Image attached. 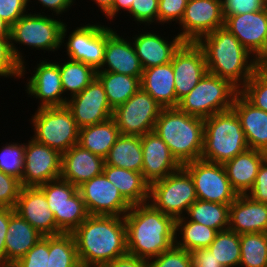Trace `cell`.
Returning a JSON list of instances; mask_svg holds the SVG:
<instances>
[{
  "label": "cell",
  "instance_id": "cell-58",
  "mask_svg": "<svg viewBox=\"0 0 267 267\" xmlns=\"http://www.w3.org/2000/svg\"><path fill=\"white\" fill-rule=\"evenodd\" d=\"M0 38H11V26L0 17Z\"/></svg>",
  "mask_w": 267,
  "mask_h": 267
},
{
  "label": "cell",
  "instance_id": "cell-17",
  "mask_svg": "<svg viewBox=\"0 0 267 267\" xmlns=\"http://www.w3.org/2000/svg\"><path fill=\"white\" fill-rule=\"evenodd\" d=\"M78 190L89 215L124 217L132 207L103 173L84 182Z\"/></svg>",
  "mask_w": 267,
  "mask_h": 267
},
{
  "label": "cell",
  "instance_id": "cell-27",
  "mask_svg": "<svg viewBox=\"0 0 267 267\" xmlns=\"http://www.w3.org/2000/svg\"><path fill=\"white\" fill-rule=\"evenodd\" d=\"M232 109L240 119L249 149L267 153V112L256 108L240 92Z\"/></svg>",
  "mask_w": 267,
  "mask_h": 267
},
{
  "label": "cell",
  "instance_id": "cell-45",
  "mask_svg": "<svg viewBox=\"0 0 267 267\" xmlns=\"http://www.w3.org/2000/svg\"><path fill=\"white\" fill-rule=\"evenodd\" d=\"M147 267H192L191 254L176 245L147 262Z\"/></svg>",
  "mask_w": 267,
  "mask_h": 267
},
{
  "label": "cell",
  "instance_id": "cell-37",
  "mask_svg": "<svg viewBox=\"0 0 267 267\" xmlns=\"http://www.w3.org/2000/svg\"><path fill=\"white\" fill-rule=\"evenodd\" d=\"M63 91L69 99L82 92L96 77V70L80 61L67 58L58 62Z\"/></svg>",
  "mask_w": 267,
  "mask_h": 267
},
{
  "label": "cell",
  "instance_id": "cell-21",
  "mask_svg": "<svg viewBox=\"0 0 267 267\" xmlns=\"http://www.w3.org/2000/svg\"><path fill=\"white\" fill-rule=\"evenodd\" d=\"M116 28L106 26V46L102 66L97 71L120 73L141 77L143 68L129 36L117 33Z\"/></svg>",
  "mask_w": 267,
  "mask_h": 267
},
{
  "label": "cell",
  "instance_id": "cell-39",
  "mask_svg": "<svg viewBox=\"0 0 267 267\" xmlns=\"http://www.w3.org/2000/svg\"><path fill=\"white\" fill-rule=\"evenodd\" d=\"M239 267H267V233L240 234Z\"/></svg>",
  "mask_w": 267,
  "mask_h": 267
},
{
  "label": "cell",
  "instance_id": "cell-49",
  "mask_svg": "<svg viewBox=\"0 0 267 267\" xmlns=\"http://www.w3.org/2000/svg\"><path fill=\"white\" fill-rule=\"evenodd\" d=\"M224 19L228 16L258 12L267 8V0H222Z\"/></svg>",
  "mask_w": 267,
  "mask_h": 267
},
{
  "label": "cell",
  "instance_id": "cell-42",
  "mask_svg": "<svg viewBox=\"0 0 267 267\" xmlns=\"http://www.w3.org/2000/svg\"><path fill=\"white\" fill-rule=\"evenodd\" d=\"M6 142L0 147V170L21 180L24 169L25 143Z\"/></svg>",
  "mask_w": 267,
  "mask_h": 267
},
{
  "label": "cell",
  "instance_id": "cell-28",
  "mask_svg": "<svg viewBox=\"0 0 267 267\" xmlns=\"http://www.w3.org/2000/svg\"><path fill=\"white\" fill-rule=\"evenodd\" d=\"M266 158L267 153L248 149L223 164L238 195H246L253 188L259 167Z\"/></svg>",
  "mask_w": 267,
  "mask_h": 267
},
{
  "label": "cell",
  "instance_id": "cell-48",
  "mask_svg": "<svg viewBox=\"0 0 267 267\" xmlns=\"http://www.w3.org/2000/svg\"><path fill=\"white\" fill-rule=\"evenodd\" d=\"M187 2L188 0H159L158 26L172 25V22L179 24L183 18Z\"/></svg>",
  "mask_w": 267,
  "mask_h": 267
},
{
  "label": "cell",
  "instance_id": "cell-6",
  "mask_svg": "<svg viewBox=\"0 0 267 267\" xmlns=\"http://www.w3.org/2000/svg\"><path fill=\"white\" fill-rule=\"evenodd\" d=\"M248 149L240 119L233 109L204 119L201 159L224 164Z\"/></svg>",
  "mask_w": 267,
  "mask_h": 267
},
{
  "label": "cell",
  "instance_id": "cell-3",
  "mask_svg": "<svg viewBox=\"0 0 267 267\" xmlns=\"http://www.w3.org/2000/svg\"><path fill=\"white\" fill-rule=\"evenodd\" d=\"M196 43L203 50L208 73L229 80L239 90L261 65L226 27L204 35Z\"/></svg>",
  "mask_w": 267,
  "mask_h": 267
},
{
  "label": "cell",
  "instance_id": "cell-33",
  "mask_svg": "<svg viewBox=\"0 0 267 267\" xmlns=\"http://www.w3.org/2000/svg\"><path fill=\"white\" fill-rule=\"evenodd\" d=\"M105 164L142 172L141 136L120 135L105 157Z\"/></svg>",
  "mask_w": 267,
  "mask_h": 267
},
{
  "label": "cell",
  "instance_id": "cell-11",
  "mask_svg": "<svg viewBox=\"0 0 267 267\" xmlns=\"http://www.w3.org/2000/svg\"><path fill=\"white\" fill-rule=\"evenodd\" d=\"M70 31L65 23L62 30L61 48L69 58L92 66L96 71L102 66L106 46V25L100 22L80 24ZM67 35V36H66ZM68 38V39H67Z\"/></svg>",
  "mask_w": 267,
  "mask_h": 267
},
{
  "label": "cell",
  "instance_id": "cell-36",
  "mask_svg": "<svg viewBox=\"0 0 267 267\" xmlns=\"http://www.w3.org/2000/svg\"><path fill=\"white\" fill-rule=\"evenodd\" d=\"M230 204L196 200L188 209L185 217L218 232L229 229Z\"/></svg>",
  "mask_w": 267,
  "mask_h": 267
},
{
  "label": "cell",
  "instance_id": "cell-2",
  "mask_svg": "<svg viewBox=\"0 0 267 267\" xmlns=\"http://www.w3.org/2000/svg\"><path fill=\"white\" fill-rule=\"evenodd\" d=\"M124 221L130 255L148 262L175 245V219L149 202L132 205Z\"/></svg>",
  "mask_w": 267,
  "mask_h": 267
},
{
  "label": "cell",
  "instance_id": "cell-55",
  "mask_svg": "<svg viewBox=\"0 0 267 267\" xmlns=\"http://www.w3.org/2000/svg\"><path fill=\"white\" fill-rule=\"evenodd\" d=\"M102 267H147V261L127 253Z\"/></svg>",
  "mask_w": 267,
  "mask_h": 267
},
{
  "label": "cell",
  "instance_id": "cell-56",
  "mask_svg": "<svg viewBox=\"0 0 267 267\" xmlns=\"http://www.w3.org/2000/svg\"><path fill=\"white\" fill-rule=\"evenodd\" d=\"M132 2L133 0H114L112 9L105 15L107 21L109 19L111 24V20L113 22L114 18L117 19L119 14L126 11L128 12L131 8Z\"/></svg>",
  "mask_w": 267,
  "mask_h": 267
},
{
  "label": "cell",
  "instance_id": "cell-53",
  "mask_svg": "<svg viewBox=\"0 0 267 267\" xmlns=\"http://www.w3.org/2000/svg\"><path fill=\"white\" fill-rule=\"evenodd\" d=\"M14 212L15 209L0 207V267H6L5 236Z\"/></svg>",
  "mask_w": 267,
  "mask_h": 267
},
{
  "label": "cell",
  "instance_id": "cell-47",
  "mask_svg": "<svg viewBox=\"0 0 267 267\" xmlns=\"http://www.w3.org/2000/svg\"><path fill=\"white\" fill-rule=\"evenodd\" d=\"M22 187L20 179L0 170V207L14 209Z\"/></svg>",
  "mask_w": 267,
  "mask_h": 267
},
{
  "label": "cell",
  "instance_id": "cell-30",
  "mask_svg": "<svg viewBox=\"0 0 267 267\" xmlns=\"http://www.w3.org/2000/svg\"><path fill=\"white\" fill-rule=\"evenodd\" d=\"M43 237L33 226L14 212L5 236L6 267L23 257Z\"/></svg>",
  "mask_w": 267,
  "mask_h": 267
},
{
  "label": "cell",
  "instance_id": "cell-57",
  "mask_svg": "<svg viewBox=\"0 0 267 267\" xmlns=\"http://www.w3.org/2000/svg\"><path fill=\"white\" fill-rule=\"evenodd\" d=\"M93 4H96L98 8L100 9L99 11L102 13V15H106L111 9L114 0H91Z\"/></svg>",
  "mask_w": 267,
  "mask_h": 267
},
{
  "label": "cell",
  "instance_id": "cell-46",
  "mask_svg": "<svg viewBox=\"0 0 267 267\" xmlns=\"http://www.w3.org/2000/svg\"><path fill=\"white\" fill-rule=\"evenodd\" d=\"M49 257V236H43L40 240L12 267H47Z\"/></svg>",
  "mask_w": 267,
  "mask_h": 267
},
{
  "label": "cell",
  "instance_id": "cell-25",
  "mask_svg": "<svg viewBox=\"0 0 267 267\" xmlns=\"http://www.w3.org/2000/svg\"><path fill=\"white\" fill-rule=\"evenodd\" d=\"M105 160L79 144L62 154L60 178L79 187L84 182L103 173Z\"/></svg>",
  "mask_w": 267,
  "mask_h": 267
},
{
  "label": "cell",
  "instance_id": "cell-26",
  "mask_svg": "<svg viewBox=\"0 0 267 267\" xmlns=\"http://www.w3.org/2000/svg\"><path fill=\"white\" fill-rule=\"evenodd\" d=\"M229 229L239 235L267 233V204L238 195L230 204Z\"/></svg>",
  "mask_w": 267,
  "mask_h": 267
},
{
  "label": "cell",
  "instance_id": "cell-44",
  "mask_svg": "<svg viewBox=\"0 0 267 267\" xmlns=\"http://www.w3.org/2000/svg\"><path fill=\"white\" fill-rule=\"evenodd\" d=\"M22 64L15 58L10 38H0V78L20 80Z\"/></svg>",
  "mask_w": 267,
  "mask_h": 267
},
{
  "label": "cell",
  "instance_id": "cell-23",
  "mask_svg": "<svg viewBox=\"0 0 267 267\" xmlns=\"http://www.w3.org/2000/svg\"><path fill=\"white\" fill-rule=\"evenodd\" d=\"M14 209L43 236L63 234L57 227L45 194L38 187H22Z\"/></svg>",
  "mask_w": 267,
  "mask_h": 267
},
{
  "label": "cell",
  "instance_id": "cell-38",
  "mask_svg": "<svg viewBox=\"0 0 267 267\" xmlns=\"http://www.w3.org/2000/svg\"><path fill=\"white\" fill-rule=\"evenodd\" d=\"M47 267H81L71 233L49 236Z\"/></svg>",
  "mask_w": 267,
  "mask_h": 267
},
{
  "label": "cell",
  "instance_id": "cell-22",
  "mask_svg": "<svg viewBox=\"0 0 267 267\" xmlns=\"http://www.w3.org/2000/svg\"><path fill=\"white\" fill-rule=\"evenodd\" d=\"M143 29H146V31ZM143 29L129 37L132 38L131 42L142 68L146 69L170 63L173 54L184 41L178 34L171 37L168 34L167 38L163 34H159V31L154 33V30H147L146 27H143Z\"/></svg>",
  "mask_w": 267,
  "mask_h": 267
},
{
  "label": "cell",
  "instance_id": "cell-12",
  "mask_svg": "<svg viewBox=\"0 0 267 267\" xmlns=\"http://www.w3.org/2000/svg\"><path fill=\"white\" fill-rule=\"evenodd\" d=\"M162 109V106L140 87L124 104L113 110L112 118L121 135L142 136L154 131Z\"/></svg>",
  "mask_w": 267,
  "mask_h": 267
},
{
  "label": "cell",
  "instance_id": "cell-35",
  "mask_svg": "<svg viewBox=\"0 0 267 267\" xmlns=\"http://www.w3.org/2000/svg\"><path fill=\"white\" fill-rule=\"evenodd\" d=\"M96 77L103 84L108 103L113 110L124 104L141 87V77L107 71H96Z\"/></svg>",
  "mask_w": 267,
  "mask_h": 267
},
{
  "label": "cell",
  "instance_id": "cell-29",
  "mask_svg": "<svg viewBox=\"0 0 267 267\" xmlns=\"http://www.w3.org/2000/svg\"><path fill=\"white\" fill-rule=\"evenodd\" d=\"M141 88L162 108H176V93L172 63L143 69Z\"/></svg>",
  "mask_w": 267,
  "mask_h": 267
},
{
  "label": "cell",
  "instance_id": "cell-50",
  "mask_svg": "<svg viewBox=\"0 0 267 267\" xmlns=\"http://www.w3.org/2000/svg\"><path fill=\"white\" fill-rule=\"evenodd\" d=\"M26 9L31 10L27 0H0V17L10 26L28 12Z\"/></svg>",
  "mask_w": 267,
  "mask_h": 267
},
{
  "label": "cell",
  "instance_id": "cell-16",
  "mask_svg": "<svg viewBox=\"0 0 267 267\" xmlns=\"http://www.w3.org/2000/svg\"><path fill=\"white\" fill-rule=\"evenodd\" d=\"M39 63L28 69L31 76L27 77L25 92L28 97L38 99L37 108L65 106L67 97L64 94L58 62L48 57L39 59ZM33 71V72H31Z\"/></svg>",
  "mask_w": 267,
  "mask_h": 267
},
{
  "label": "cell",
  "instance_id": "cell-59",
  "mask_svg": "<svg viewBox=\"0 0 267 267\" xmlns=\"http://www.w3.org/2000/svg\"><path fill=\"white\" fill-rule=\"evenodd\" d=\"M261 65L265 68H267V56L266 58L261 62Z\"/></svg>",
  "mask_w": 267,
  "mask_h": 267
},
{
  "label": "cell",
  "instance_id": "cell-10",
  "mask_svg": "<svg viewBox=\"0 0 267 267\" xmlns=\"http://www.w3.org/2000/svg\"><path fill=\"white\" fill-rule=\"evenodd\" d=\"M47 199L57 227L63 233H72L88 216L78 187L61 178L38 187Z\"/></svg>",
  "mask_w": 267,
  "mask_h": 267
},
{
  "label": "cell",
  "instance_id": "cell-51",
  "mask_svg": "<svg viewBox=\"0 0 267 267\" xmlns=\"http://www.w3.org/2000/svg\"><path fill=\"white\" fill-rule=\"evenodd\" d=\"M246 195L253 201L267 204V158L259 167L253 188Z\"/></svg>",
  "mask_w": 267,
  "mask_h": 267
},
{
  "label": "cell",
  "instance_id": "cell-8",
  "mask_svg": "<svg viewBox=\"0 0 267 267\" xmlns=\"http://www.w3.org/2000/svg\"><path fill=\"white\" fill-rule=\"evenodd\" d=\"M28 121L37 142L64 154L78 144L79 128L65 106L37 108Z\"/></svg>",
  "mask_w": 267,
  "mask_h": 267
},
{
  "label": "cell",
  "instance_id": "cell-1",
  "mask_svg": "<svg viewBox=\"0 0 267 267\" xmlns=\"http://www.w3.org/2000/svg\"><path fill=\"white\" fill-rule=\"evenodd\" d=\"M71 234L81 267H102L128 253L124 217L89 215Z\"/></svg>",
  "mask_w": 267,
  "mask_h": 267
},
{
  "label": "cell",
  "instance_id": "cell-43",
  "mask_svg": "<svg viewBox=\"0 0 267 267\" xmlns=\"http://www.w3.org/2000/svg\"><path fill=\"white\" fill-rule=\"evenodd\" d=\"M158 4L159 0H133L131 8L126 14H129L127 16L132 17V21H135L138 26H150L148 29H152L156 27L153 25H158Z\"/></svg>",
  "mask_w": 267,
  "mask_h": 267
},
{
  "label": "cell",
  "instance_id": "cell-19",
  "mask_svg": "<svg viewBox=\"0 0 267 267\" xmlns=\"http://www.w3.org/2000/svg\"><path fill=\"white\" fill-rule=\"evenodd\" d=\"M66 107L79 129L104 122L113 115L104 86L97 77L82 92L70 97Z\"/></svg>",
  "mask_w": 267,
  "mask_h": 267
},
{
  "label": "cell",
  "instance_id": "cell-54",
  "mask_svg": "<svg viewBox=\"0 0 267 267\" xmlns=\"http://www.w3.org/2000/svg\"><path fill=\"white\" fill-rule=\"evenodd\" d=\"M191 254L192 267H224L208 249H195Z\"/></svg>",
  "mask_w": 267,
  "mask_h": 267
},
{
  "label": "cell",
  "instance_id": "cell-13",
  "mask_svg": "<svg viewBox=\"0 0 267 267\" xmlns=\"http://www.w3.org/2000/svg\"><path fill=\"white\" fill-rule=\"evenodd\" d=\"M182 167L191 175L198 200L231 204L237 198L223 164L198 159Z\"/></svg>",
  "mask_w": 267,
  "mask_h": 267
},
{
  "label": "cell",
  "instance_id": "cell-24",
  "mask_svg": "<svg viewBox=\"0 0 267 267\" xmlns=\"http://www.w3.org/2000/svg\"><path fill=\"white\" fill-rule=\"evenodd\" d=\"M141 145L143 153L141 173L149 184L164 179L182 167L155 131L142 135Z\"/></svg>",
  "mask_w": 267,
  "mask_h": 267
},
{
  "label": "cell",
  "instance_id": "cell-32",
  "mask_svg": "<svg viewBox=\"0 0 267 267\" xmlns=\"http://www.w3.org/2000/svg\"><path fill=\"white\" fill-rule=\"evenodd\" d=\"M113 118L79 129L78 144L105 159L120 136Z\"/></svg>",
  "mask_w": 267,
  "mask_h": 267
},
{
  "label": "cell",
  "instance_id": "cell-15",
  "mask_svg": "<svg viewBox=\"0 0 267 267\" xmlns=\"http://www.w3.org/2000/svg\"><path fill=\"white\" fill-rule=\"evenodd\" d=\"M30 139V140H29ZM25 143L23 187H39L61 176L62 154L30 137Z\"/></svg>",
  "mask_w": 267,
  "mask_h": 267
},
{
  "label": "cell",
  "instance_id": "cell-20",
  "mask_svg": "<svg viewBox=\"0 0 267 267\" xmlns=\"http://www.w3.org/2000/svg\"><path fill=\"white\" fill-rule=\"evenodd\" d=\"M224 27L260 62L266 58L267 8L258 12L228 16Z\"/></svg>",
  "mask_w": 267,
  "mask_h": 267
},
{
  "label": "cell",
  "instance_id": "cell-31",
  "mask_svg": "<svg viewBox=\"0 0 267 267\" xmlns=\"http://www.w3.org/2000/svg\"><path fill=\"white\" fill-rule=\"evenodd\" d=\"M103 174L131 205L148 202L150 184L142 173L104 164Z\"/></svg>",
  "mask_w": 267,
  "mask_h": 267
},
{
  "label": "cell",
  "instance_id": "cell-40",
  "mask_svg": "<svg viewBox=\"0 0 267 267\" xmlns=\"http://www.w3.org/2000/svg\"><path fill=\"white\" fill-rule=\"evenodd\" d=\"M208 249L224 267H239L240 235L234 231L228 229L218 232Z\"/></svg>",
  "mask_w": 267,
  "mask_h": 267
},
{
  "label": "cell",
  "instance_id": "cell-18",
  "mask_svg": "<svg viewBox=\"0 0 267 267\" xmlns=\"http://www.w3.org/2000/svg\"><path fill=\"white\" fill-rule=\"evenodd\" d=\"M171 63L177 108L179 101L190 93L208 71L203 50L196 42H183L173 54Z\"/></svg>",
  "mask_w": 267,
  "mask_h": 267
},
{
  "label": "cell",
  "instance_id": "cell-4",
  "mask_svg": "<svg viewBox=\"0 0 267 267\" xmlns=\"http://www.w3.org/2000/svg\"><path fill=\"white\" fill-rule=\"evenodd\" d=\"M154 131L182 166L201 159L203 118L189 115L178 108H163L156 120Z\"/></svg>",
  "mask_w": 267,
  "mask_h": 267
},
{
  "label": "cell",
  "instance_id": "cell-41",
  "mask_svg": "<svg viewBox=\"0 0 267 267\" xmlns=\"http://www.w3.org/2000/svg\"><path fill=\"white\" fill-rule=\"evenodd\" d=\"M240 93L256 108L267 112V68L260 65Z\"/></svg>",
  "mask_w": 267,
  "mask_h": 267
},
{
  "label": "cell",
  "instance_id": "cell-7",
  "mask_svg": "<svg viewBox=\"0 0 267 267\" xmlns=\"http://www.w3.org/2000/svg\"><path fill=\"white\" fill-rule=\"evenodd\" d=\"M239 92L229 80L207 72L190 93L179 101L177 108L189 115L205 119L232 109Z\"/></svg>",
  "mask_w": 267,
  "mask_h": 267
},
{
  "label": "cell",
  "instance_id": "cell-14",
  "mask_svg": "<svg viewBox=\"0 0 267 267\" xmlns=\"http://www.w3.org/2000/svg\"><path fill=\"white\" fill-rule=\"evenodd\" d=\"M177 33L184 42H197L204 35L224 27L222 0H188Z\"/></svg>",
  "mask_w": 267,
  "mask_h": 267
},
{
  "label": "cell",
  "instance_id": "cell-34",
  "mask_svg": "<svg viewBox=\"0 0 267 267\" xmlns=\"http://www.w3.org/2000/svg\"><path fill=\"white\" fill-rule=\"evenodd\" d=\"M217 233V230L189 221L185 216L175 219V245L186 251L208 248Z\"/></svg>",
  "mask_w": 267,
  "mask_h": 267
},
{
  "label": "cell",
  "instance_id": "cell-5",
  "mask_svg": "<svg viewBox=\"0 0 267 267\" xmlns=\"http://www.w3.org/2000/svg\"><path fill=\"white\" fill-rule=\"evenodd\" d=\"M53 15H47L45 12L32 13L27 12L16 23L11 26V47L15 58L22 64V76L29 74L28 60L20 49L28 47L31 50L43 51L48 54L61 49L62 30L65 22ZM17 44V45H15ZM18 44L20 45L19 47ZM31 47V48H30ZM21 50V51H20ZM27 65V67H26Z\"/></svg>",
  "mask_w": 267,
  "mask_h": 267
},
{
  "label": "cell",
  "instance_id": "cell-52",
  "mask_svg": "<svg viewBox=\"0 0 267 267\" xmlns=\"http://www.w3.org/2000/svg\"><path fill=\"white\" fill-rule=\"evenodd\" d=\"M28 8L30 7L31 2H36L35 4H41V7L44 8L43 11L47 9L48 12H52L53 16L62 17L61 15L69 11L72 8V5L76 3V0H27Z\"/></svg>",
  "mask_w": 267,
  "mask_h": 267
},
{
  "label": "cell",
  "instance_id": "cell-9",
  "mask_svg": "<svg viewBox=\"0 0 267 267\" xmlns=\"http://www.w3.org/2000/svg\"><path fill=\"white\" fill-rule=\"evenodd\" d=\"M196 200L193 180L183 167L150 184L148 202L174 219L185 216Z\"/></svg>",
  "mask_w": 267,
  "mask_h": 267
}]
</instances>
